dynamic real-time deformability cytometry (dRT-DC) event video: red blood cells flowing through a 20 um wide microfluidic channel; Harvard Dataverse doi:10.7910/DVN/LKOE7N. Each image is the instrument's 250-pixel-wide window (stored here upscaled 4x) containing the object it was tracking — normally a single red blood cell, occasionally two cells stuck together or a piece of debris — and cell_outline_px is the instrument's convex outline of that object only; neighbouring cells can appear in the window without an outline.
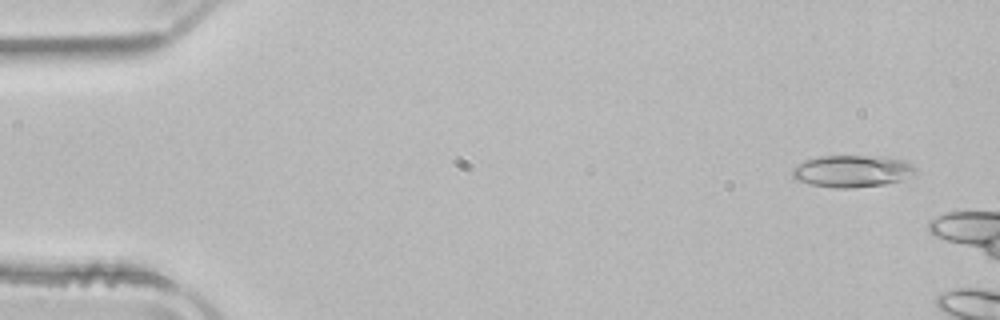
{"species": "common noctule bat (a hibernating species)", "species_latin": "Nyctalus noctula", "temperature_condition": "room temperature", "stored_images_in_passage": 4, "camera_frame_rate_fps": 3000, "um_per_image_px": 0.085, "animal": {"sex": "male", "body_mass_g": 21.5, "forearm_length_mm": 52.0}, "frame": {"image": 1, "passage_image": 1, "time_ms": 0.0, "image_size_px": [1000, 320], "cell_outline_px": [[916, 176], [904, 180], [884, 184], [852, 188], [836, 188], [808, 184], [796, 180], [792, 176], [792, 168], [796, 164], [820, 156], [888, 156], [904, 160], [916, 168]], "centroid_in_image_um": [72.47, 14.55], "position_along_channel_um": 12.5, "area_um2": 23.35}}